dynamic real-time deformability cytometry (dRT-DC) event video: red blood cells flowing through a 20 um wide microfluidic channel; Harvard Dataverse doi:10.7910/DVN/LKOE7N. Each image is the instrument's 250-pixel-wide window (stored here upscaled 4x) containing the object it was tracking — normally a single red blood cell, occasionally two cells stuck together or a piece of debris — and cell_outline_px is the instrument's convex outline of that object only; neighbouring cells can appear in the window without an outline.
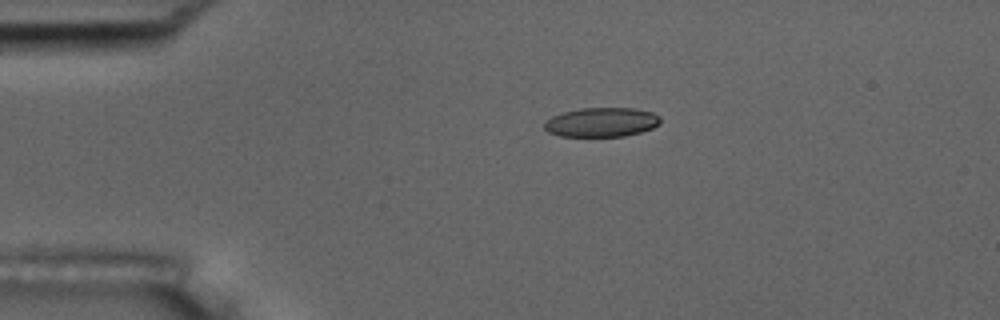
{"species": "common noctule bat (a hibernating species)", "species_latin": "Nyctalus noctula", "temperature_condition": "room temperature", "stored_images_in_passage": 44, "camera_frame_rate_fps": 3000, "um_per_image_px": 0.085, "animal": {"sex": "male", "body_mass_g": 17.5, "forearm_length_mm": 52.3}, "frame": {"image": 1, "passage_image": 1, "time_ms": 0.0, "image_size_px": [1000, 320], "cell_outline_px": [[660, 124], [652, 128], [640, 132], [624, 136], [560, 136], [548, 132], [544, 128], [544, 124], [552, 116], [564, 112], [580, 108], [632, 108], [652, 112], [660, 116]], "centroid_in_image_um": [51.14, 10.39], "position_along_channel_um": 33.9, "area_um2": 19.71}}
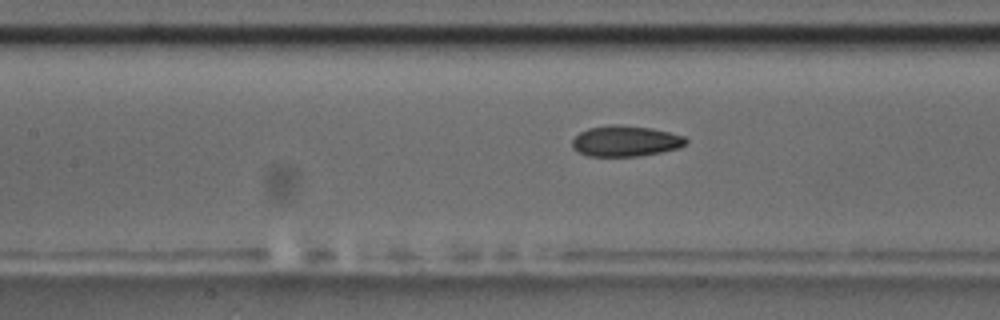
{"frame": {"image": 2, "passage_image": 14, "time_ms": 4.333, "image_size_px": [1000, 320], "cell_outline_px": [[688, 140], [680, 148], [640, 156], [588, 156], [572, 148], [572, 140], [580, 132], [588, 128], [608, 124], [620, 124], [652, 128], [684, 136]], "centroid_in_image_um": [53.16, 11.98], "position_along_channel_um": 154.2, "area_um2": 20.46}}
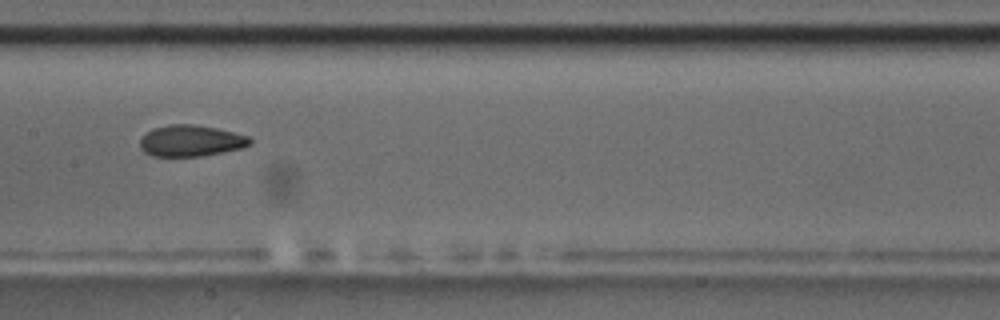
{"frame": {"image": 3, "passage_image": 17, "time_ms": 5.333, "image_size_px": [1000, 320], "cell_outline_px": [[252, 144], [244, 148], [200, 156], [152, 156], [144, 152], [140, 148], [140, 140], [152, 128], [168, 124], [192, 124], [216, 128], [248, 136], [252, 140]], "centroid_in_image_um": [16.23, 11.97], "position_along_channel_um": 191.2, "area_um2": 20.06}, "authors_computed_cell_mechanics": {"area_um2": 20.7213, "velocity_mm_per_s": 3.7312, "shape_relaxation_time_tau1_ms": 6.9604, "shape_relaxation_time_tau2_ms": 2.5907, "deformation_change_tau1": 0.1612, "deformation_change_tau2": 0.0813}}